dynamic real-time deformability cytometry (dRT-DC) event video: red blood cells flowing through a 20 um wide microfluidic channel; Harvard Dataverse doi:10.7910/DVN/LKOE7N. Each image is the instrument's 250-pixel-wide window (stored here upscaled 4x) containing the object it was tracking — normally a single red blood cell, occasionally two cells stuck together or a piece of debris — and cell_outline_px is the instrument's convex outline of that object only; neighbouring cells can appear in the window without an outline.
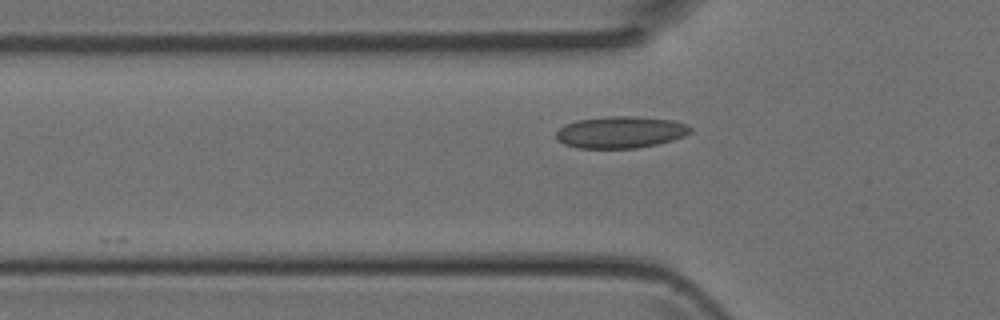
{"species": "Egyptian fruit bat (a non-hibernating species)", "species_latin": "Rousettus aegyptiacus", "temperature_condition": "room temperature", "stored_images_in_passage": 6, "camera_frame_rate_fps": 3000, "um_per_image_px": 0.085, "animal": {"sex": "female"}, "frame": {"image": 1, "passage_image": 5, "time_ms": 1.333, "image_size_px": [1000, 320], "cell_outline_px": [[692, 132], [684, 136], [672, 140], [656, 144], [636, 148], [580, 148], [564, 144], [556, 140], [556, 132], [564, 124], [576, 120], [608, 116], [632, 116], [672, 120], [688, 124], [692, 128]], "centroid_in_image_um": [52.74, 11.23], "position_along_channel_um": 73.1, "area_um2": 24.97}}
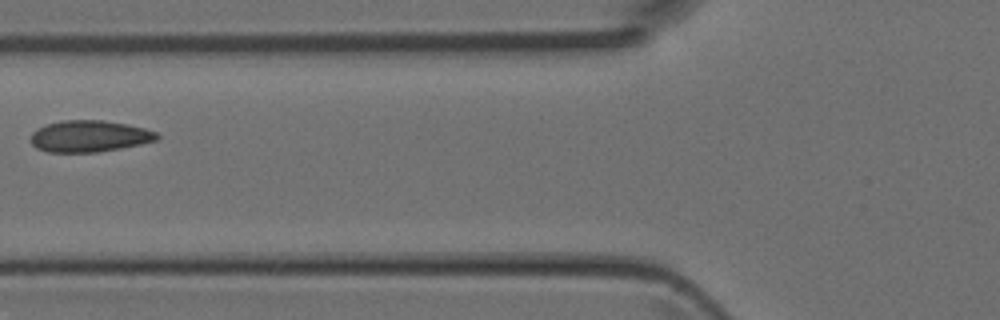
{"frame": {"image": 2, "passage_image": 6, "time_ms": 1.667, "image_size_px": [1000, 320], "cell_outline_px": [[160, 136], [156, 140], [140, 144], [120, 148], [96, 152], [48, 152], [36, 148], [32, 144], [32, 132], [48, 124], [64, 120], [100, 120], [128, 124], [144, 128], [156, 132]], "centroid_in_image_um": [7.61, 11.58], "position_along_channel_um": 118.2, "area_um2": 22.95}}